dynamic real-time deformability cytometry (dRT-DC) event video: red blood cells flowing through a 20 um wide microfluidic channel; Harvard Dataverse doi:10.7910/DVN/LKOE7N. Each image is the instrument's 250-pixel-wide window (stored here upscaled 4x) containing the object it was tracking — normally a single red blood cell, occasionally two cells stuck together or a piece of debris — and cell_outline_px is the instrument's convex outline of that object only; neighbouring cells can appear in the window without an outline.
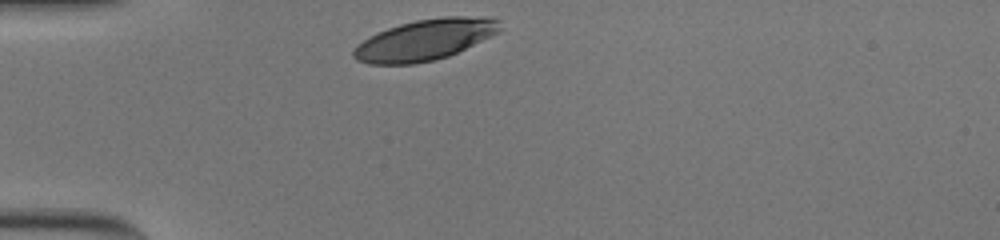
{"species": "human", "species_latin": "Homo sapiens", "temperature_condition": "cold", "stored_images_in_passage": 30, "camera_frame_rate_fps": 3000, "um_per_image_px": 0.085, "donor": {"sex": "male"}, "frame": {"image": 1, "passage_image": 1, "time_ms": 0.0, "image_size_px": [1000, 240], "cell_outline_px": [[504, 28], [500, 32], [448, 56], [436, 60], [412, 64], [368, 64], [356, 60], [352, 56], [352, 52], [356, 44], [368, 36], [388, 28], [400, 24], [416, 20], [444, 16], [488, 16], [500, 20]], "centroid_in_image_um": [36.14, 3.37], "position_along_channel_um": 48.9, "area_um2": 35.32}}
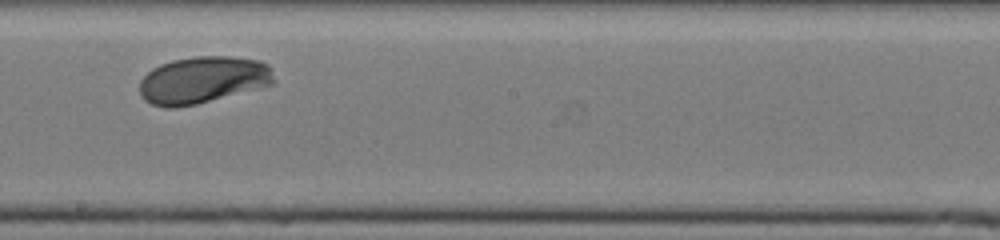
{"frame": {"image": 2, "passage_image": 18, "time_ms": 5.667, "image_size_px": [1000, 240], "cell_outline_px": [[276, 84], [196, 104], [176, 108], [164, 108], [152, 104], [144, 100], [140, 96], [140, 80], [152, 68], [160, 64], [172, 60], [196, 56], [228, 56], [260, 60], [268, 64], [272, 68], [276, 80]], "centroid_in_image_um": [17.27, 6.79], "position_along_channel_um": 230.9, "area_um2": 37.28}}
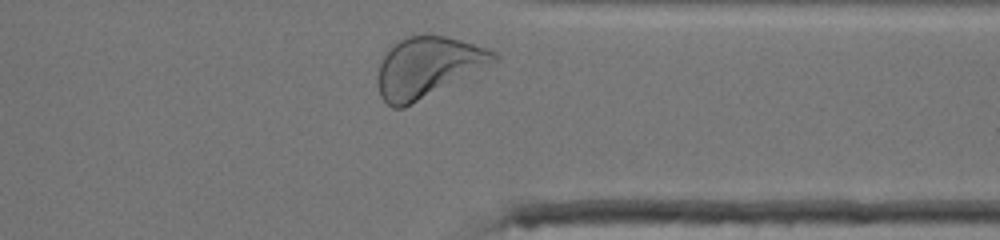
{"frame": {"image": 3, "passage_image": 30, "time_ms": 9.667, "image_size_px": [1000, 240], "cell_outline_px": [[500, 60], [404, 108], [392, 108], [380, 96], [376, 80], [376, 76], [380, 60], [400, 40], [408, 36], [444, 36], [460, 40], [488, 48], [496, 52], [500, 56]], "centroid_in_image_um": [36.36, 5.72], "position_along_channel_um": 375.0, "area_um2": 40.52}, "authors_computed_cell_mechanics": {"area_um2": 36.2117, "velocity_mm_per_s": 3.6182, "shape_relaxation_time_tau1_ms": 3.357, "shape_relaxation_time_tau2_ms": null, "deformation_change_tau1": 0.1363, "deformation_change_tau2": null}}